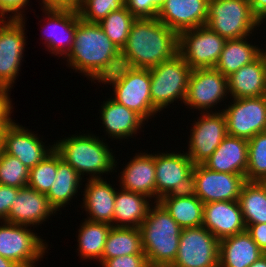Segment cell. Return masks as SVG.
Wrapping results in <instances>:
<instances>
[{"label": "cell", "instance_id": "1", "mask_svg": "<svg viewBox=\"0 0 266 267\" xmlns=\"http://www.w3.org/2000/svg\"><path fill=\"white\" fill-rule=\"evenodd\" d=\"M67 58L68 67L88 79L102 82L121 64V50L111 42L98 23L77 22L72 49Z\"/></svg>", "mask_w": 266, "mask_h": 267}, {"label": "cell", "instance_id": "2", "mask_svg": "<svg viewBox=\"0 0 266 267\" xmlns=\"http://www.w3.org/2000/svg\"><path fill=\"white\" fill-rule=\"evenodd\" d=\"M179 35L156 17L136 18L131 25L121 64L150 69L178 53Z\"/></svg>", "mask_w": 266, "mask_h": 267}, {"label": "cell", "instance_id": "3", "mask_svg": "<svg viewBox=\"0 0 266 267\" xmlns=\"http://www.w3.org/2000/svg\"><path fill=\"white\" fill-rule=\"evenodd\" d=\"M153 205L139 227L143 251L150 267H171L177 257L182 228L159 201Z\"/></svg>", "mask_w": 266, "mask_h": 267}, {"label": "cell", "instance_id": "4", "mask_svg": "<svg viewBox=\"0 0 266 267\" xmlns=\"http://www.w3.org/2000/svg\"><path fill=\"white\" fill-rule=\"evenodd\" d=\"M54 149L80 176L100 179L114 172L118 164L108 144L93 134L72 135L54 142ZM91 176V177H90Z\"/></svg>", "mask_w": 266, "mask_h": 267}, {"label": "cell", "instance_id": "5", "mask_svg": "<svg viewBox=\"0 0 266 267\" xmlns=\"http://www.w3.org/2000/svg\"><path fill=\"white\" fill-rule=\"evenodd\" d=\"M103 84L113 87L116 102L137 113L144 121L160 112L151 99L150 70L121 65L112 75L107 76Z\"/></svg>", "mask_w": 266, "mask_h": 267}, {"label": "cell", "instance_id": "6", "mask_svg": "<svg viewBox=\"0 0 266 267\" xmlns=\"http://www.w3.org/2000/svg\"><path fill=\"white\" fill-rule=\"evenodd\" d=\"M261 22L248 0H209L206 26L225 39L251 36Z\"/></svg>", "mask_w": 266, "mask_h": 267}, {"label": "cell", "instance_id": "7", "mask_svg": "<svg viewBox=\"0 0 266 267\" xmlns=\"http://www.w3.org/2000/svg\"><path fill=\"white\" fill-rule=\"evenodd\" d=\"M149 70L152 104L159 111L166 109L174 101L184 103L193 69L179 53Z\"/></svg>", "mask_w": 266, "mask_h": 267}, {"label": "cell", "instance_id": "8", "mask_svg": "<svg viewBox=\"0 0 266 267\" xmlns=\"http://www.w3.org/2000/svg\"><path fill=\"white\" fill-rule=\"evenodd\" d=\"M0 223V255L20 267H35L36 262L47 252L48 244L45 240L37 236L31 226L4 220Z\"/></svg>", "mask_w": 266, "mask_h": 267}, {"label": "cell", "instance_id": "9", "mask_svg": "<svg viewBox=\"0 0 266 267\" xmlns=\"http://www.w3.org/2000/svg\"><path fill=\"white\" fill-rule=\"evenodd\" d=\"M227 39L206 25L179 34L178 53L192 69L214 68Z\"/></svg>", "mask_w": 266, "mask_h": 267}, {"label": "cell", "instance_id": "10", "mask_svg": "<svg viewBox=\"0 0 266 267\" xmlns=\"http://www.w3.org/2000/svg\"><path fill=\"white\" fill-rule=\"evenodd\" d=\"M219 244L204 226L182 229L171 267H219Z\"/></svg>", "mask_w": 266, "mask_h": 267}, {"label": "cell", "instance_id": "11", "mask_svg": "<svg viewBox=\"0 0 266 267\" xmlns=\"http://www.w3.org/2000/svg\"><path fill=\"white\" fill-rule=\"evenodd\" d=\"M232 100L233 104L221 110L226 118L227 135L250 140L266 131V95Z\"/></svg>", "mask_w": 266, "mask_h": 267}, {"label": "cell", "instance_id": "12", "mask_svg": "<svg viewBox=\"0 0 266 267\" xmlns=\"http://www.w3.org/2000/svg\"><path fill=\"white\" fill-rule=\"evenodd\" d=\"M246 177L216 172L203 164L194 165L191 191L203 202L238 201Z\"/></svg>", "mask_w": 266, "mask_h": 267}, {"label": "cell", "instance_id": "13", "mask_svg": "<svg viewBox=\"0 0 266 267\" xmlns=\"http://www.w3.org/2000/svg\"><path fill=\"white\" fill-rule=\"evenodd\" d=\"M230 95L227 77L215 68L193 69L189 77L184 105L201 113L214 112L213 107ZM209 110V111H208Z\"/></svg>", "mask_w": 266, "mask_h": 267}, {"label": "cell", "instance_id": "14", "mask_svg": "<svg viewBox=\"0 0 266 267\" xmlns=\"http://www.w3.org/2000/svg\"><path fill=\"white\" fill-rule=\"evenodd\" d=\"M193 167L185 152L155 154L156 202L169 194L191 191Z\"/></svg>", "mask_w": 266, "mask_h": 267}, {"label": "cell", "instance_id": "15", "mask_svg": "<svg viewBox=\"0 0 266 267\" xmlns=\"http://www.w3.org/2000/svg\"><path fill=\"white\" fill-rule=\"evenodd\" d=\"M25 24V19L0 21V86L11 89L19 75L27 40Z\"/></svg>", "mask_w": 266, "mask_h": 267}, {"label": "cell", "instance_id": "16", "mask_svg": "<svg viewBox=\"0 0 266 267\" xmlns=\"http://www.w3.org/2000/svg\"><path fill=\"white\" fill-rule=\"evenodd\" d=\"M200 114L192 125L186 152L194 165L205 163L227 136L226 118L221 110Z\"/></svg>", "mask_w": 266, "mask_h": 267}, {"label": "cell", "instance_id": "17", "mask_svg": "<svg viewBox=\"0 0 266 267\" xmlns=\"http://www.w3.org/2000/svg\"><path fill=\"white\" fill-rule=\"evenodd\" d=\"M42 10L48 22L45 27L44 44L49 52L59 58L66 57L72 49L74 35L77 29V22L80 15L77 9L72 8H52L42 6ZM47 15V16H46Z\"/></svg>", "mask_w": 266, "mask_h": 267}, {"label": "cell", "instance_id": "18", "mask_svg": "<svg viewBox=\"0 0 266 267\" xmlns=\"http://www.w3.org/2000/svg\"><path fill=\"white\" fill-rule=\"evenodd\" d=\"M37 135L13 121L3 131L2 150L18 158L22 164L31 169L54 149V145L46 147Z\"/></svg>", "mask_w": 266, "mask_h": 267}, {"label": "cell", "instance_id": "19", "mask_svg": "<svg viewBox=\"0 0 266 267\" xmlns=\"http://www.w3.org/2000/svg\"><path fill=\"white\" fill-rule=\"evenodd\" d=\"M209 0H166L157 19L178 35L186 30L205 26Z\"/></svg>", "mask_w": 266, "mask_h": 267}, {"label": "cell", "instance_id": "20", "mask_svg": "<svg viewBox=\"0 0 266 267\" xmlns=\"http://www.w3.org/2000/svg\"><path fill=\"white\" fill-rule=\"evenodd\" d=\"M56 212L45 194L26 186L18 189L8 217L4 221L36 227V225L39 226L49 219L50 216L57 214Z\"/></svg>", "mask_w": 266, "mask_h": 267}, {"label": "cell", "instance_id": "21", "mask_svg": "<svg viewBox=\"0 0 266 267\" xmlns=\"http://www.w3.org/2000/svg\"><path fill=\"white\" fill-rule=\"evenodd\" d=\"M202 226L219 240L246 231L238 201L204 203Z\"/></svg>", "mask_w": 266, "mask_h": 267}, {"label": "cell", "instance_id": "22", "mask_svg": "<svg viewBox=\"0 0 266 267\" xmlns=\"http://www.w3.org/2000/svg\"><path fill=\"white\" fill-rule=\"evenodd\" d=\"M119 186L121 189L140 193L156 202L155 154L138 153L124 167ZM155 198V199H154Z\"/></svg>", "mask_w": 266, "mask_h": 267}, {"label": "cell", "instance_id": "23", "mask_svg": "<svg viewBox=\"0 0 266 267\" xmlns=\"http://www.w3.org/2000/svg\"><path fill=\"white\" fill-rule=\"evenodd\" d=\"M203 165L212 171L246 176L248 140L227 135Z\"/></svg>", "mask_w": 266, "mask_h": 267}, {"label": "cell", "instance_id": "24", "mask_svg": "<svg viewBox=\"0 0 266 267\" xmlns=\"http://www.w3.org/2000/svg\"><path fill=\"white\" fill-rule=\"evenodd\" d=\"M105 102V103H104ZM100 119L108 138L129 139L142 129L146 122L134 111L116 102L112 97L103 101ZM129 137V138H128Z\"/></svg>", "mask_w": 266, "mask_h": 267}, {"label": "cell", "instance_id": "25", "mask_svg": "<svg viewBox=\"0 0 266 267\" xmlns=\"http://www.w3.org/2000/svg\"><path fill=\"white\" fill-rule=\"evenodd\" d=\"M117 188L100 179H87L83 192V207L89 216L86 220L105 222L113 226V213Z\"/></svg>", "mask_w": 266, "mask_h": 267}, {"label": "cell", "instance_id": "26", "mask_svg": "<svg viewBox=\"0 0 266 267\" xmlns=\"http://www.w3.org/2000/svg\"><path fill=\"white\" fill-rule=\"evenodd\" d=\"M230 98H250L266 95V59L261 54L250 64L227 77ZM232 96V97H231Z\"/></svg>", "mask_w": 266, "mask_h": 267}, {"label": "cell", "instance_id": "27", "mask_svg": "<svg viewBox=\"0 0 266 267\" xmlns=\"http://www.w3.org/2000/svg\"><path fill=\"white\" fill-rule=\"evenodd\" d=\"M264 252L247 231L220 240L219 267H249Z\"/></svg>", "mask_w": 266, "mask_h": 267}, {"label": "cell", "instance_id": "28", "mask_svg": "<svg viewBox=\"0 0 266 267\" xmlns=\"http://www.w3.org/2000/svg\"><path fill=\"white\" fill-rule=\"evenodd\" d=\"M159 202L182 229L202 226L204 203L192 191L169 194Z\"/></svg>", "mask_w": 266, "mask_h": 267}, {"label": "cell", "instance_id": "29", "mask_svg": "<svg viewBox=\"0 0 266 267\" xmlns=\"http://www.w3.org/2000/svg\"><path fill=\"white\" fill-rule=\"evenodd\" d=\"M150 201L151 199L143 194L120 188L115 195L113 226L139 228L147 216L150 205L153 204Z\"/></svg>", "mask_w": 266, "mask_h": 267}, {"label": "cell", "instance_id": "30", "mask_svg": "<svg viewBox=\"0 0 266 267\" xmlns=\"http://www.w3.org/2000/svg\"><path fill=\"white\" fill-rule=\"evenodd\" d=\"M247 38L242 37L226 41L219 60L214 67L225 77L238 71L244 65L250 64L262 54V48L249 43Z\"/></svg>", "mask_w": 266, "mask_h": 267}, {"label": "cell", "instance_id": "31", "mask_svg": "<svg viewBox=\"0 0 266 267\" xmlns=\"http://www.w3.org/2000/svg\"><path fill=\"white\" fill-rule=\"evenodd\" d=\"M82 177L67 164L57 152V174L53 186L50 187L46 196L49 203L56 211L65 207L78 193L82 185Z\"/></svg>", "mask_w": 266, "mask_h": 267}, {"label": "cell", "instance_id": "32", "mask_svg": "<svg viewBox=\"0 0 266 267\" xmlns=\"http://www.w3.org/2000/svg\"><path fill=\"white\" fill-rule=\"evenodd\" d=\"M131 254H145L140 228L112 226L99 263L106 259Z\"/></svg>", "mask_w": 266, "mask_h": 267}, {"label": "cell", "instance_id": "33", "mask_svg": "<svg viewBox=\"0 0 266 267\" xmlns=\"http://www.w3.org/2000/svg\"><path fill=\"white\" fill-rule=\"evenodd\" d=\"M111 228V224L85 219L78 229V255L83 260L96 259L99 262Z\"/></svg>", "mask_w": 266, "mask_h": 267}, {"label": "cell", "instance_id": "34", "mask_svg": "<svg viewBox=\"0 0 266 267\" xmlns=\"http://www.w3.org/2000/svg\"><path fill=\"white\" fill-rule=\"evenodd\" d=\"M246 227L266 223V182L247 181L238 197Z\"/></svg>", "mask_w": 266, "mask_h": 267}, {"label": "cell", "instance_id": "35", "mask_svg": "<svg viewBox=\"0 0 266 267\" xmlns=\"http://www.w3.org/2000/svg\"><path fill=\"white\" fill-rule=\"evenodd\" d=\"M135 19L136 17L125 5L120 10L109 13L98 24L111 42L122 50L127 42L131 25Z\"/></svg>", "mask_w": 266, "mask_h": 267}, {"label": "cell", "instance_id": "36", "mask_svg": "<svg viewBox=\"0 0 266 267\" xmlns=\"http://www.w3.org/2000/svg\"><path fill=\"white\" fill-rule=\"evenodd\" d=\"M246 181L266 182V131L248 140Z\"/></svg>", "mask_w": 266, "mask_h": 267}, {"label": "cell", "instance_id": "37", "mask_svg": "<svg viewBox=\"0 0 266 267\" xmlns=\"http://www.w3.org/2000/svg\"><path fill=\"white\" fill-rule=\"evenodd\" d=\"M57 174V151L53 149L40 163L29 169L27 186L47 194Z\"/></svg>", "mask_w": 266, "mask_h": 267}, {"label": "cell", "instance_id": "38", "mask_svg": "<svg viewBox=\"0 0 266 267\" xmlns=\"http://www.w3.org/2000/svg\"><path fill=\"white\" fill-rule=\"evenodd\" d=\"M29 169L22 162L3 150L0 153V184L15 188L26 187Z\"/></svg>", "mask_w": 266, "mask_h": 267}, {"label": "cell", "instance_id": "39", "mask_svg": "<svg viewBox=\"0 0 266 267\" xmlns=\"http://www.w3.org/2000/svg\"><path fill=\"white\" fill-rule=\"evenodd\" d=\"M125 5V0H83L77 10L83 21L99 23L109 13L118 11Z\"/></svg>", "mask_w": 266, "mask_h": 267}, {"label": "cell", "instance_id": "40", "mask_svg": "<svg viewBox=\"0 0 266 267\" xmlns=\"http://www.w3.org/2000/svg\"><path fill=\"white\" fill-rule=\"evenodd\" d=\"M166 0H125L128 10L136 18L157 17L159 9Z\"/></svg>", "mask_w": 266, "mask_h": 267}, {"label": "cell", "instance_id": "41", "mask_svg": "<svg viewBox=\"0 0 266 267\" xmlns=\"http://www.w3.org/2000/svg\"><path fill=\"white\" fill-rule=\"evenodd\" d=\"M102 267H150L145 254H131L104 260Z\"/></svg>", "mask_w": 266, "mask_h": 267}, {"label": "cell", "instance_id": "42", "mask_svg": "<svg viewBox=\"0 0 266 267\" xmlns=\"http://www.w3.org/2000/svg\"><path fill=\"white\" fill-rule=\"evenodd\" d=\"M28 3L29 0H0V19H24L23 9ZM8 13L10 17H5Z\"/></svg>", "mask_w": 266, "mask_h": 267}, {"label": "cell", "instance_id": "43", "mask_svg": "<svg viewBox=\"0 0 266 267\" xmlns=\"http://www.w3.org/2000/svg\"><path fill=\"white\" fill-rule=\"evenodd\" d=\"M10 88L0 86V128H7L13 120L12 117V101L10 98Z\"/></svg>", "mask_w": 266, "mask_h": 267}, {"label": "cell", "instance_id": "44", "mask_svg": "<svg viewBox=\"0 0 266 267\" xmlns=\"http://www.w3.org/2000/svg\"><path fill=\"white\" fill-rule=\"evenodd\" d=\"M18 194V188L0 184V218L5 220L8 217L10 207Z\"/></svg>", "mask_w": 266, "mask_h": 267}, {"label": "cell", "instance_id": "45", "mask_svg": "<svg viewBox=\"0 0 266 267\" xmlns=\"http://www.w3.org/2000/svg\"><path fill=\"white\" fill-rule=\"evenodd\" d=\"M246 231L250 234L258 247L263 252H266V223L248 225Z\"/></svg>", "mask_w": 266, "mask_h": 267}, {"label": "cell", "instance_id": "46", "mask_svg": "<svg viewBox=\"0 0 266 267\" xmlns=\"http://www.w3.org/2000/svg\"><path fill=\"white\" fill-rule=\"evenodd\" d=\"M83 0H46L43 3V6L52 7V8H72L78 9Z\"/></svg>", "mask_w": 266, "mask_h": 267}, {"label": "cell", "instance_id": "47", "mask_svg": "<svg viewBox=\"0 0 266 267\" xmlns=\"http://www.w3.org/2000/svg\"><path fill=\"white\" fill-rule=\"evenodd\" d=\"M253 14L261 22L266 21V0H248ZM265 19V20H264Z\"/></svg>", "mask_w": 266, "mask_h": 267}, {"label": "cell", "instance_id": "48", "mask_svg": "<svg viewBox=\"0 0 266 267\" xmlns=\"http://www.w3.org/2000/svg\"><path fill=\"white\" fill-rule=\"evenodd\" d=\"M0 267H20V266L15 262L6 259L0 255Z\"/></svg>", "mask_w": 266, "mask_h": 267}, {"label": "cell", "instance_id": "49", "mask_svg": "<svg viewBox=\"0 0 266 267\" xmlns=\"http://www.w3.org/2000/svg\"><path fill=\"white\" fill-rule=\"evenodd\" d=\"M249 267H266V255H261L254 263Z\"/></svg>", "mask_w": 266, "mask_h": 267}, {"label": "cell", "instance_id": "50", "mask_svg": "<svg viewBox=\"0 0 266 267\" xmlns=\"http://www.w3.org/2000/svg\"><path fill=\"white\" fill-rule=\"evenodd\" d=\"M6 128H0V151H2V143H3V131Z\"/></svg>", "mask_w": 266, "mask_h": 267}, {"label": "cell", "instance_id": "51", "mask_svg": "<svg viewBox=\"0 0 266 267\" xmlns=\"http://www.w3.org/2000/svg\"><path fill=\"white\" fill-rule=\"evenodd\" d=\"M261 51H262V55L264 56V58L266 59V47H265V49H261Z\"/></svg>", "mask_w": 266, "mask_h": 267}, {"label": "cell", "instance_id": "52", "mask_svg": "<svg viewBox=\"0 0 266 267\" xmlns=\"http://www.w3.org/2000/svg\"><path fill=\"white\" fill-rule=\"evenodd\" d=\"M40 1H41V0H40ZM45 1H46V0H42L40 5L42 6V4H43Z\"/></svg>", "mask_w": 266, "mask_h": 267}]
</instances>
